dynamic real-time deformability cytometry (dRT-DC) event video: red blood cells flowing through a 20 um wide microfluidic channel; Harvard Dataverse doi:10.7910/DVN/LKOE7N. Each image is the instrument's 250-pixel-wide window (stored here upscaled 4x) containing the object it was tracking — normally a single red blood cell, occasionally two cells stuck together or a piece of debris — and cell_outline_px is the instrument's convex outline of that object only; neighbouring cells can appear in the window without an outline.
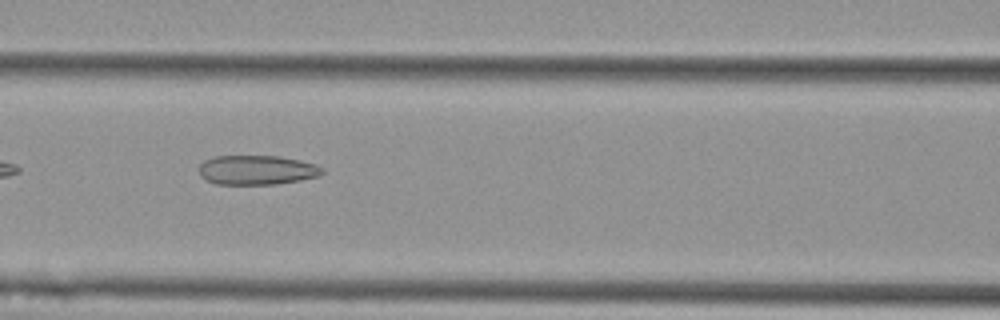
{"species": "Egyptian fruit bat (a non-hibernating species)", "species_latin": "Rousettus aegyptiacus", "temperature_condition": "cold", "stored_images_in_passage": 12, "camera_frame_rate_fps": 3000, "um_per_image_px": 0.085, "animal": {"sex": "female"}, "frame": {"image": 1, "passage_image": 4, "time_ms": 1.0, "image_size_px": [1000, 320], "cell_outline_px": [[324, 172], [320, 176], [300, 180], [276, 184], [216, 184], [200, 176], [200, 164], [204, 160], [216, 156], [280, 156], [300, 160], [316, 164], [324, 168]], "centroid_in_image_um": [21.87, 14.45], "position_along_channel_um": 144.7, "area_um2": 21.21}}
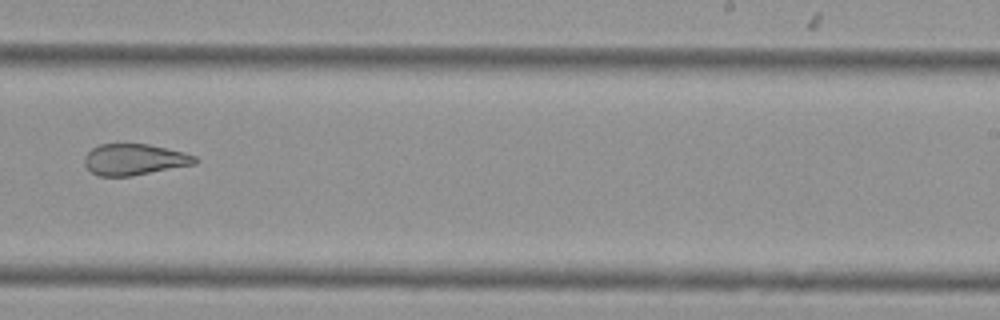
{"frame": {"image": 2, "passage_image": 7, "time_ms": 2.0, "image_size_px": [1000, 320], "cell_outline_px": [[200, 160], [196, 164], [132, 176], [96, 176], [84, 164], [84, 156], [92, 148], [100, 144], [148, 144], [184, 152], [196, 156]], "centroid_in_image_um": [11.44, 13.56], "position_along_channel_um": 277.6, "area_um2": 20.23}}
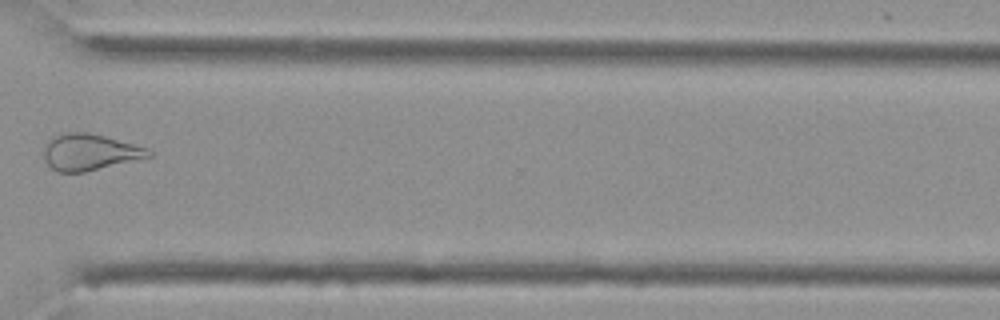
{"frame": {"image": 3, "passage_image": 9, "time_ms": 2.667, "image_size_px": [1000, 320], "cell_outline_px": [[152, 156], [84, 172], [56, 172], [48, 164], [44, 156], [44, 144], [52, 136], [68, 132], [84, 132], [104, 136], [148, 148], [152, 152]], "centroid_in_image_um": [7.59, 12.93], "position_along_channel_um": 363.0, "area_um2": 22.02}}